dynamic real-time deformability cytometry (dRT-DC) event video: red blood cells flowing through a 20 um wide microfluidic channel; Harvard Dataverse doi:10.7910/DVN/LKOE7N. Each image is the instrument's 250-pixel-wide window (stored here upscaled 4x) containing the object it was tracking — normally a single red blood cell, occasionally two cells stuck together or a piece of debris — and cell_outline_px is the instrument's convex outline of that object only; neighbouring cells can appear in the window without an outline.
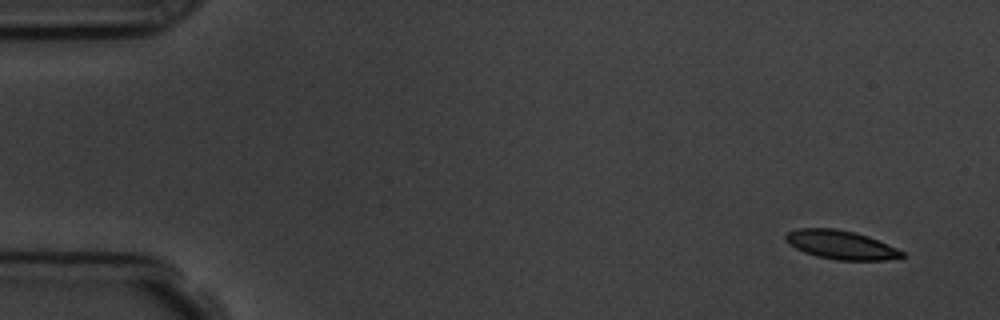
{"species": "common noctule bat (a hibernating species)", "species_latin": "Nyctalus noctula", "temperature_condition": "room temperature", "stored_images_in_passage": 5, "camera_frame_rate_fps": 3000, "um_per_image_px": 0.085, "animal": {"sex": "male", "body_mass_g": 19.5, "forearm_length_mm": 54.6}, "frame": {"image": 1, "passage_image": 1, "time_ms": 0.0, "image_size_px": [1000, 320], "cell_outline_px": [[904, 256], [900, 260], [836, 260], [816, 256], [804, 252], [788, 244], [784, 240], [784, 236], [788, 232], [796, 228], [836, 228], [856, 232], [868, 236], [896, 248], [904, 252]], "centroid_in_image_um": [71.48, 20.81], "position_along_channel_um": 13.5, "area_um2": 19.77}}
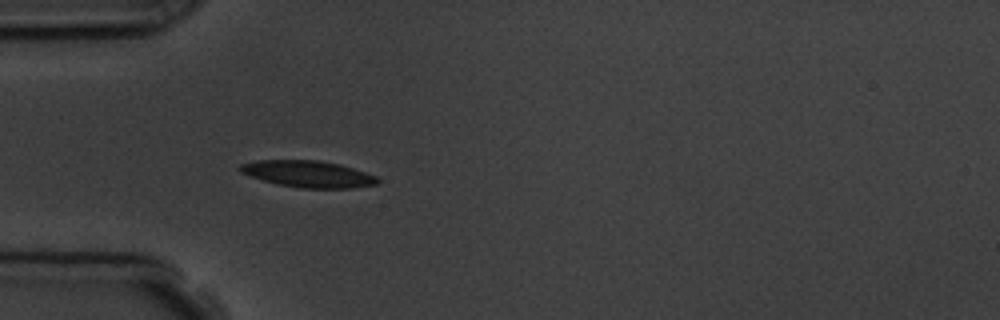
{"frame": {"image": 2, "passage_image": 5, "time_ms": 4.333, "image_size_px": [1000, 320], "cell_outline_px": [[380, 180], [376, 184], [352, 188], [300, 188], [276, 184], [240, 172], [236, 168], [240, 164], [256, 160], [320, 160], [340, 164], [376, 176]], "centroid_in_image_um": [26.16, 14.78], "position_along_channel_um": 58.8, "area_um2": 21.33}}